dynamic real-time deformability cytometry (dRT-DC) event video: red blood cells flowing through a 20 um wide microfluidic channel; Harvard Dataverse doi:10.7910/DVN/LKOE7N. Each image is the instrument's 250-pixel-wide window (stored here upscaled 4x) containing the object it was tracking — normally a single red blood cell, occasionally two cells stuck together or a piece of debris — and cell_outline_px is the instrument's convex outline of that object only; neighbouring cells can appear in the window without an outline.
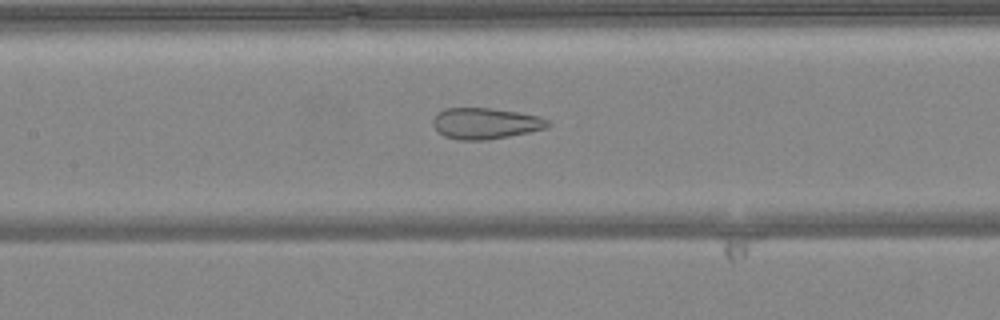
{"species": "common noctule bat (a hibernating species)", "species_latin": "Nyctalus noctula", "temperature_condition": "warm", "stored_images_in_passage": 49, "camera_frame_rate_fps": 3000, "um_per_image_px": 0.085, "animal": {"sex": "female", "body_mass_g": 24.6, "forearm_length_mm": 56.2}, "frame": {"image": 1, "passage_image": 22, "time_ms": 7.0, "image_size_px": [1000, 320], "cell_outline_px": [[552, 124], [548, 128], [488, 140], [460, 140], [444, 136], [432, 124], [432, 120], [436, 112], [444, 108], [492, 108], [540, 116], [548, 120]], "centroid_in_image_um": [41.26, 10.48], "position_along_channel_um": 166.1, "area_um2": 20.92}}
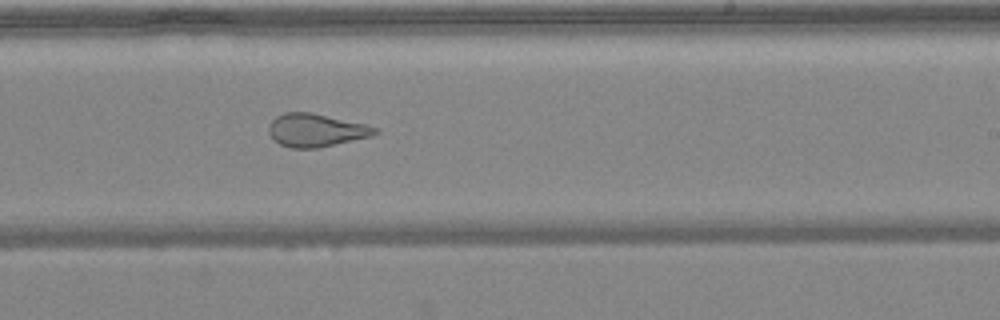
{"frame": {"image": 2, "passage_image": 29, "time_ms": 9.333, "image_size_px": [1000, 320], "cell_outline_px": [[380, 132], [372, 136], [316, 148], [292, 148], [280, 144], [268, 132], [268, 124], [276, 116], [284, 112], [312, 112], [364, 124], [380, 128]], "centroid_in_image_um": [26.87, 11.05], "position_along_channel_um": 262.1, "area_um2": 20.4}}
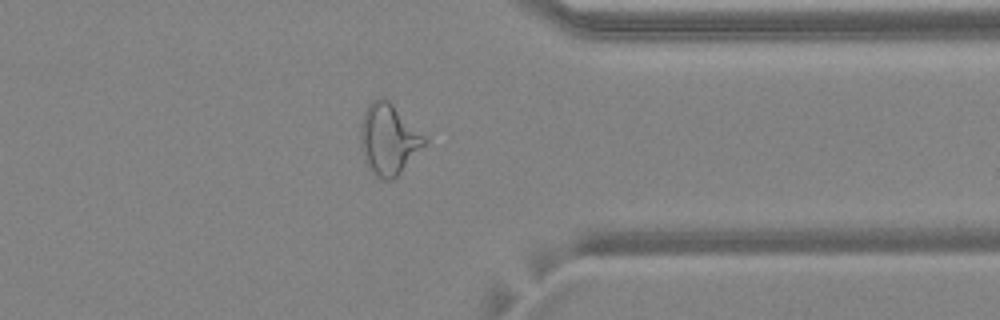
{"frame": {"image": 3, "passage_image": 38, "time_ms": 12.333, "image_size_px": [1000, 320], "cell_outline_px": [[428, 144], [392, 180], [384, 180], [368, 168], [364, 160], [360, 136], [360, 128], [364, 112], [368, 104], [372, 100], [384, 96], [428, 140]], "centroid_in_image_um": [33.03, 11.83], "position_along_channel_um": 378.4, "area_um2": 26.13}, "authors_computed_cell_mechanics": {"area_um2": 26.4146, "velocity_mm_per_s": 4.1234, "shape_relaxation_time_tau1_ms": null, "shape_relaxation_time_tau2_ms": 1.0512, "deformation_change_tau1": null, "deformation_change_tau2": 0.0905}}